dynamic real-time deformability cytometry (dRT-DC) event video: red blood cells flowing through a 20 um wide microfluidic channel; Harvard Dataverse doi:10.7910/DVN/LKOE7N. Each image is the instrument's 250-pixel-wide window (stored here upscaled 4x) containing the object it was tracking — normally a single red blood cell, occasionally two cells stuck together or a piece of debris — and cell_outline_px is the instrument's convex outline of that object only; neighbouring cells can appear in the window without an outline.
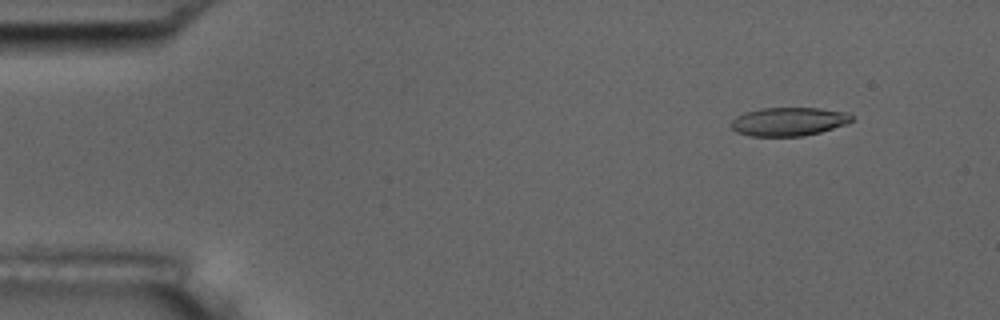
{"species": "common noctule bat (a hibernating species)", "species_latin": "Nyctalus noctula", "temperature_condition": "room temperature", "stored_images_in_passage": 9, "camera_frame_rate_fps": 3000, "um_per_image_px": 0.085, "animal": {"sex": "male", "body_mass_g": 17.5, "forearm_length_mm": 52.3}, "frame": {"image": 1, "passage_image": 2, "time_ms": 1.333, "image_size_px": [1000, 320], "cell_outline_px": [[852, 120], [848, 124], [820, 132], [804, 136], [748, 136], [736, 132], [732, 128], [732, 120], [736, 116], [744, 112], [760, 108], [820, 108], [848, 112], [852, 116]], "centroid_in_image_um": [67.04, 10.33], "position_along_channel_um": 18.0, "area_um2": 20.23}}
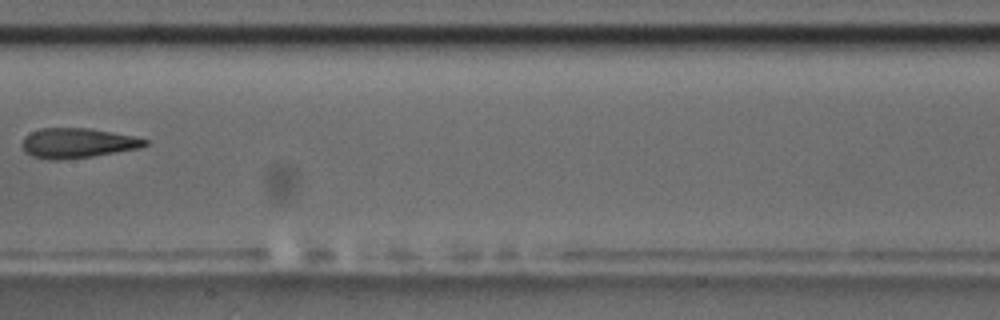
{"frame": {"image": 2, "passage_image": 8, "time_ms": 9.0, "image_size_px": [1000, 320], "cell_outline_px": [[148, 144], [140, 148], [92, 156], [56, 160], [48, 160], [32, 156], [24, 152], [20, 144], [24, 136], [40, 128], [92, 128], [132, 136], [148, 140]], "centroid_in_image_um": [6.53, 12.16], "position_along_channel_um": 200.9, "area_um2": 21.44}}
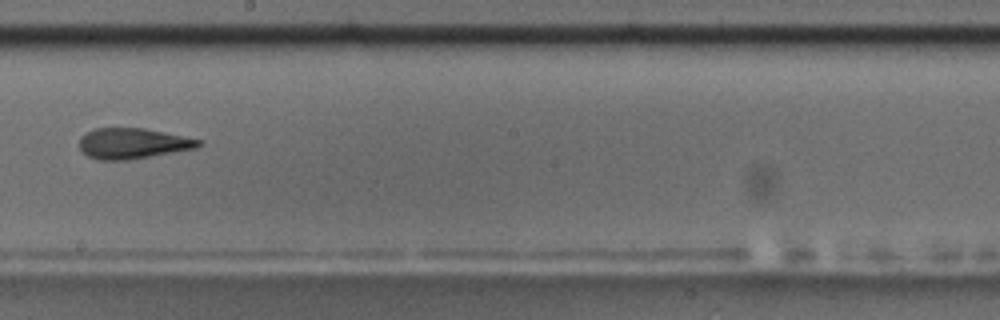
{"frame": {"image": 3, "passage_image": 9, "time_ms": 10.0, "image_size_px": [1000, 320], "cell_outline_px": [[204, 140], [196, 148], [128, 160], [96, 160], [88, 156], [80, 148], [80, 136], [96, 128], [144, 128]], "centroid_in_image_um": [11.28, 12.19], "position_along_channel_um": 236.9, "area_um2": 21.15}}